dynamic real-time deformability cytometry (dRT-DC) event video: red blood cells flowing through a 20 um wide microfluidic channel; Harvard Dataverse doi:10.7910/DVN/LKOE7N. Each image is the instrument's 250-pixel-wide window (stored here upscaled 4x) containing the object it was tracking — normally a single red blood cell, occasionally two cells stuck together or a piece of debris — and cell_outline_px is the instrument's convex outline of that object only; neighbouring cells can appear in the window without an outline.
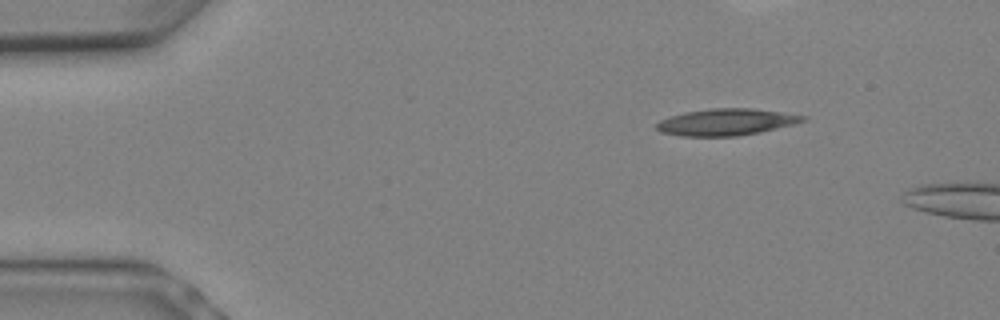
{"species": "Egyptian fruit bat (a non-hibernating species)", "species_latin": "Rousettus aegyptiacus", "temperature_condition": "warm", "stored_images_in_passage": 3, "camera_frame_rate_fps": 3000, "um_per_image_px": 0.085, "animal": {"sex": "female"}, "frame": {"image": 1, "passage_image": 1, "time_ms": 0.0, "image_size_px": [1000, 320], "cell_outline_px": [[808, 120], [760, 132], [736, 136], [680, 136], [660, 132], [656, 128], [656, 124], [660, 120], [668, 116], [684, 112], [712, 108], [752, 108], [808, 116]], "centroid_in_image_um": [61.7, 10.37], "position_along_channel_um": 23.3, "area_um2": 22.77}}